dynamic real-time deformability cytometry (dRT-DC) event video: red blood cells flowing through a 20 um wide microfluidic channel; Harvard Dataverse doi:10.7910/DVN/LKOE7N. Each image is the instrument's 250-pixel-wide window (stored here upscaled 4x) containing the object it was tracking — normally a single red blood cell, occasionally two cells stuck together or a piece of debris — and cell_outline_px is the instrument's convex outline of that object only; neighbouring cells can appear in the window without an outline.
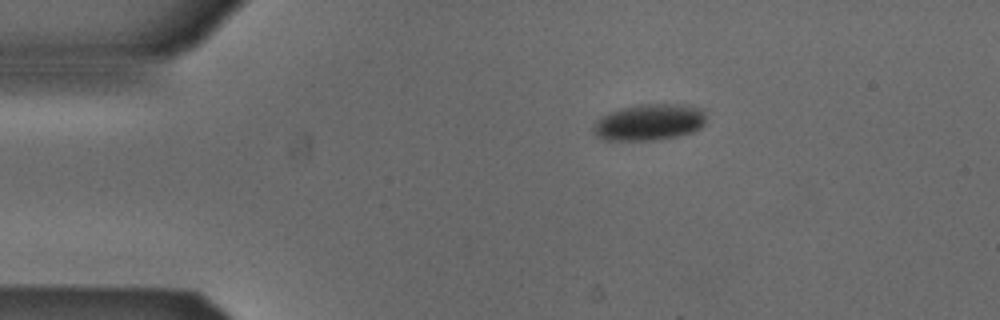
{"species": "Egyptian fruit bat (a non-hibernating species)", "species_latin": "Rousettus aegyptiacus", "temperature_condition": "cold", "stored_images_in_passage": 2, "camera_frame_rate_fps": 3000, "um_per_image_px": 0.085, "animal": {"sex": "male"}, "frame": {"image": 1, "passage_image": 1, "time_ms": 0.0, "image_size_px": [1000, 320], "cell_outline_px": [[704, 124], [700, 128], [692, 132], [676, 136], [656, 140], [604, 140], [596, 136], [592, 132], [592, 128], [596, 120], [600, 116], [608, 112], [620, 108], [640, 104], [688, 104], [704, 108]], "centroid_in_image_um": [55.16, 10.37], "position_along_channel_um": 29.8, "area_um2": 24.28}}